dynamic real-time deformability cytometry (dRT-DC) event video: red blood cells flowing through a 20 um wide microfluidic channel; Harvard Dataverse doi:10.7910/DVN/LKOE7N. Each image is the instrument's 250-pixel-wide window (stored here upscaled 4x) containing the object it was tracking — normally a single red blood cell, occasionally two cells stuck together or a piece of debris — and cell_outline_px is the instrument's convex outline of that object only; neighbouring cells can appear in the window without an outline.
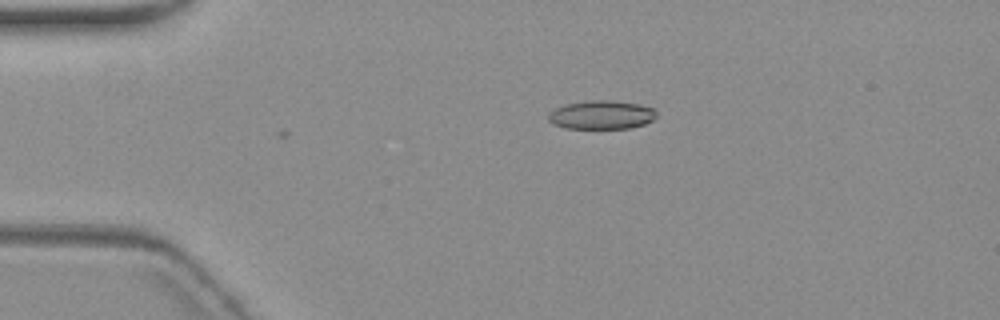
{"species": "common noctule bat (a hibernating species)", "species_latin": "Nyctalus noctula", "temperature_condition": "warm", "stored_images_in_passage": 3, "camera_frame_rate_fps": 3000, "um_per_image_px": 0.085, "animal": {"sex": "female", "body_mass_g": 19.3, "forearm_length_mm": 54.1}, "frame": {"image": 1, "passage_image": 2, "time_ms": 1.0, "image_size_px": [1000, 320], "cell_outline_px": [[656, 116], [652, 120], [644, 124], [628, 128], [564, 128], [552, 124], [548, 120], [548, 112], [564, 104], [592, 100], [604, 100], [640, 104], [656, 108]], "centroid_in_image_um": [51.11, 9.76], "position_along_channel_um": 33.9, "area_um2": 18.09}}